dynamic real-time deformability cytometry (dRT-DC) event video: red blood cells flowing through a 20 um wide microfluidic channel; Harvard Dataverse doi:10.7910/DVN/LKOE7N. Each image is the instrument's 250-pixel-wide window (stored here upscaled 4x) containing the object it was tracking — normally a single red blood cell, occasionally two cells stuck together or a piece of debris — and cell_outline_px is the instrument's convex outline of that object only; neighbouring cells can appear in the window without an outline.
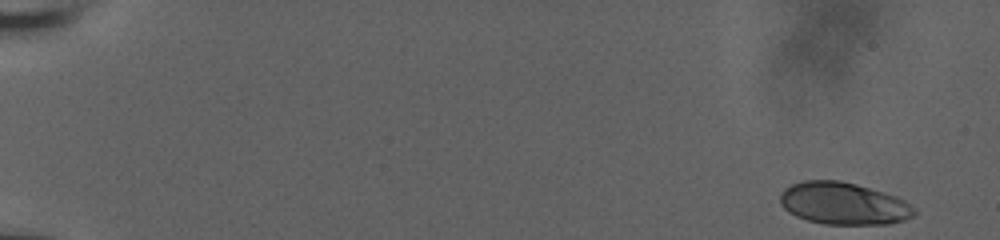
{"species": "human", "species_latin": "Homo sapiens", "temperature_condition": "room temperature", "stored_images_in_passage": 14, "camera_frame_rate_fps": 3000, "um_per_image_px": 0.085, "donor": {"sex": "male"}, "frame": {"image": 1, "passage_image": 1, "time_ms": 0.0, "image_size_px": [1000, 240], "cell_outline_px": [[916, 212], [912, 216], [904, 220], [888, 224], [824, 224], [808, 220], [796, 216], [788, 212], [780, 204], [780, 196], [784, 188], [792, 184], [804, 180], [840, 180], [856, 184], [884, 192], [896, 196], [904, 200], [916, 208]], "centroid_in_image_um": [71.69, 17.29], "position_along_channel_um": 13.3, "area_um2": 33.06}}
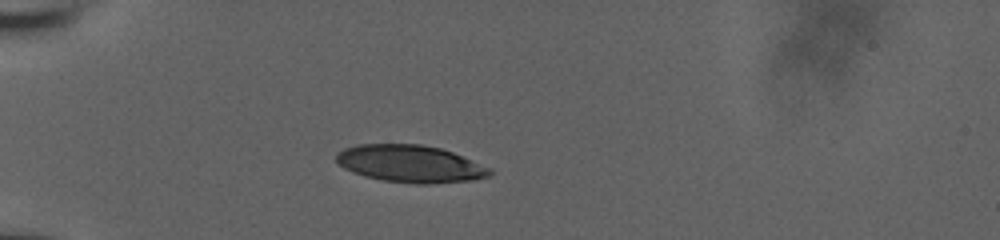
{"frame": {"image": 2, "passage_image": 10, "time_ms": 3.0, "image_size_px": [1000, 240], "cell_outline_px": [[492, 172], [488, 176], [472, 180], [428, 184], [416, 184], [384, 180], [364, 176], [352, 172], [344, 168], [336, 160], [336, 156], [344, 148], [356, 144], [420, 144], [440, 148], [452, 152], [492, 168]], "centroid_in_image_um": [34.87, 13.92], "position_along_channel_um": 50.1, "area_um2": 33.23}}
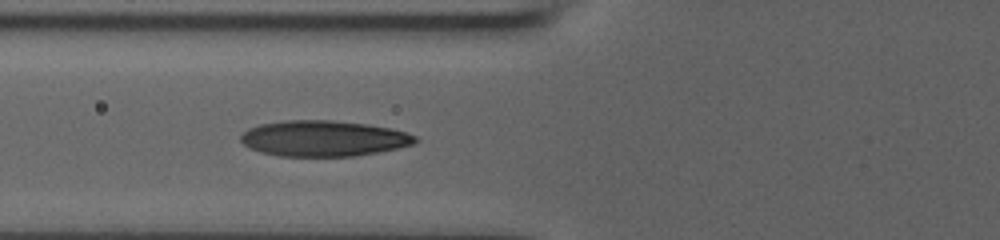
{"frame": {"image": 3, "passage_image": 14, "time_ms": 4.333, "image_size_px": [1000, 240], "cell_outline_px": [[420, 140], [416, 144], [400, 148], [380, 152], [356, 156], [280, 156], [260, 152], [244, 144], [240, 140], [240, 136], [248, 128], [260, 124], [284, 120], [332, 120], [368, 124], [388, 128], [404, 132], [416, 136]], "centroid_in_image_um": [27.54, 11.77], "position_along_channel_um": 98.3, "area_um2": 36.59}}